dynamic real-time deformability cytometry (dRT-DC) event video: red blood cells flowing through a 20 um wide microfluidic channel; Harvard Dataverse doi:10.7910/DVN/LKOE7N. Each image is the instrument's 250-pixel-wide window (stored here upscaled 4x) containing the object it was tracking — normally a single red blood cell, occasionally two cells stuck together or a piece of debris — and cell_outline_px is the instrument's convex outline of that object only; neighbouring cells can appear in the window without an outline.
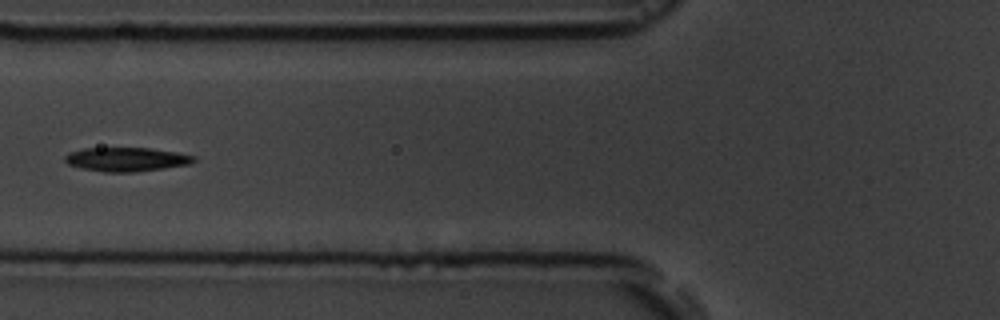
{"species": "common noctule bat (a hibernating species)", "species_latin": "Nyctalus noctula", "temperature_condition": "room temperature", "stored_images_in_passage": 4, "camera_frame_rate_fps": 3000, "um_per_image_px": 0.085, "animal": {"sex": "male", "body_mass_g": 19.5, "forearm_length_mm": 54.6}, "frame": {"image": 1, "passage_image": 4, "time_ms": 4.333, "image_size_px": [1000, 320], "cell_outline_px": [[196, 160], [192, 164], [136, 172], [104, 172], [80, 168], [68, 164], [64, 160], [64, 156], [68, 152], [84, 148], [152, 148], [176, 152], [196, 156]], "centroid_in_image_um": [10.75, 13.54], "position_along_channel_um": 115.1, "area_um2": 18.21}}